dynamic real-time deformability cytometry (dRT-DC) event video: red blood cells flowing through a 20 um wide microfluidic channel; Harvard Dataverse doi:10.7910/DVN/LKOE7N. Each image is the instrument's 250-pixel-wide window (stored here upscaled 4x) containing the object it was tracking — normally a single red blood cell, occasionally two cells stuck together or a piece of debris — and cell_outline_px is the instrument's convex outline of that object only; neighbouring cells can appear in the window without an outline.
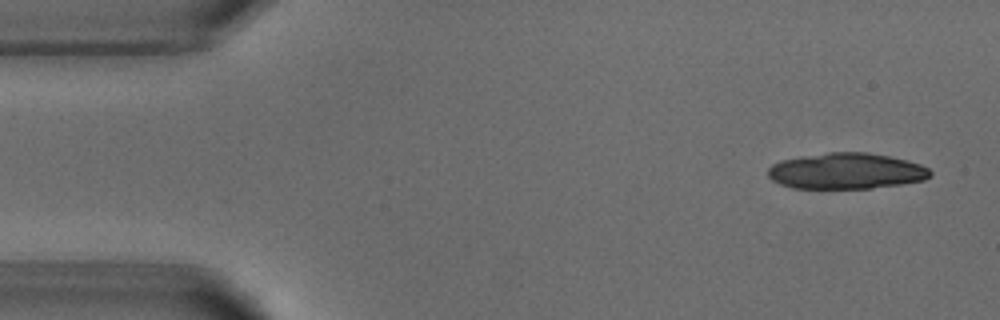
{"species": "common noctule bat (a hibernating species)", "species_latin": "Nyctalus noctula", "temperature_condition": "warm", "stored_images_in_passage": 2, "camera_frame_rate_fps": 3000, "um_per_image_px": 0.085, "animal": {"sex": "male", "body_mass_g": 18.8}, "frame": {"image": 1, "passage_image": 2, "time_ms": 1.333, "image_size_px": [1000, 320], "cell_outline_px": [[932, 176], [924, 180], [900, 184], [872, 188], [792, 188], [780, 184], [772, 180], [768, 176], [768, 168], [772, 164], [780, 160], [800, 156], [828, 152], [864, 152], [888, 156], [920, 164], [928, 168], [932, 172]], "centroid_in_image_um": [71.9, 14.54], "position_along_channel_um": 13.1, "area_um2": 34.04}}